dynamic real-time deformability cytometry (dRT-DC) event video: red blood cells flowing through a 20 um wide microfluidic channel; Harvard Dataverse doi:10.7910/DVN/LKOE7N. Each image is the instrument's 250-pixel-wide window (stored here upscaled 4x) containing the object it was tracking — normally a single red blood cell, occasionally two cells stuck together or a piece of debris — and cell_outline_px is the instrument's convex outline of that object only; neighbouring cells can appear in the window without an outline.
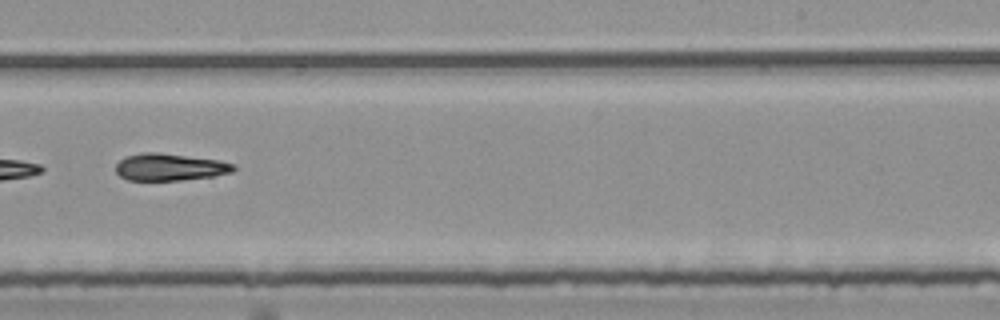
{"species": "common noctule bat (a hibernating species)", "species_latin": "Nyctalus noctula", "temperature_condition": "room temperature", "stored_images_in_passage": 29, "camera_frame_rate_fps": 3000, "um_per_image_px": 0.085, "animal": {"sex": "female", "body_mass_g": 25.1}, "frame": {"image": 1, "passage_image": 17, "time_ms": 5.333, "image_size_px": [1000, 320], "cell_outline_px": [[236, 168], [232, 172], [212, 176], [180, 180], [128, 180], [120, 176], [116, 172], [116, 164], [124, 156], [144, 152], [156, 152], [220, 160], [232, 164]], "centroid_in_image_um": [14.4, 14.19], "position_along_channel_um": 274.6, "area_um2": 18.5}}